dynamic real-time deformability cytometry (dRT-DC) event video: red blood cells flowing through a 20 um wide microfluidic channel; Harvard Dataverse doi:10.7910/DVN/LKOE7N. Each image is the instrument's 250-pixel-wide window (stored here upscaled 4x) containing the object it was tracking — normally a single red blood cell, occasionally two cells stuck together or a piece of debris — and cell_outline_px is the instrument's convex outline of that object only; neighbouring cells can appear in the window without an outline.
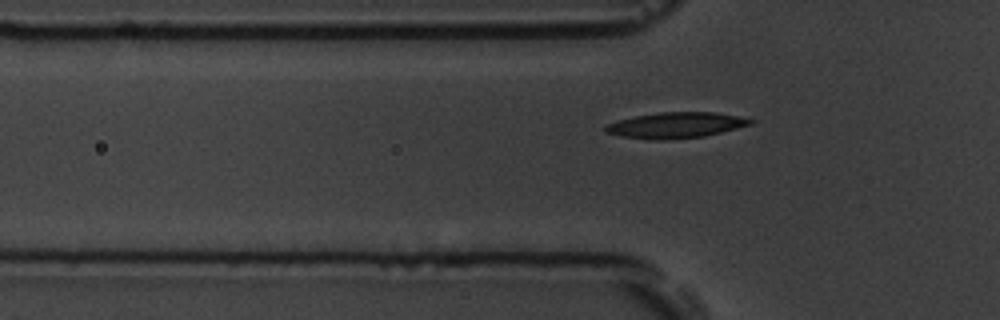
{"species": "common noctule bat (a hibernating species)", "species_latin": "Nyctalus noctula", "temperature_condition": "room temperature", "stored_images_in_passage": 41, "camera_frame_rate_fps": 3000, "um_per_image_px": 0.085, "animal": {"sex": "male", "body_mass_g": 19.5, "forearm_length_mm": 54.6}, "frame": {"image": 1, "passage_image": 10, "time_ms": 3.0, "image_size_px": [1000, 320], "cell_outline_px": [[756, 120], [752, 124], [704, 136], [664, 140], [656, 140], [624, 136], [604, 132], [604, 124], [636, 116], [660, 112], [716, 112]], "centroid_in_image_um": [57.43, 10.64], "position_along_channel_um": 68.4, "area_um2": 21.5}}
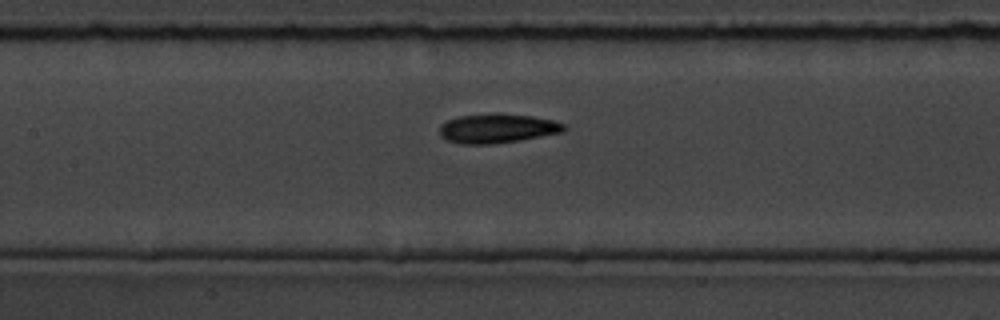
{"frame": {"image": 2, "passage_image": 18, "time_ms": 5.667, "image_size_px": [1000, 320], "cell_outline_px": [[568, 128], [564, 132], [520, 140], [492, 144], [460, 144], [448, 140], [440, 136], [440, 124], [456, 116], [492, 112], [500, 112], [532, 116], [552, 120], [564, 124]], "centroid_in_image_um": [42.27, 10.89], "position_along_channel_um": 165.1, "area_um2": 21.68}}
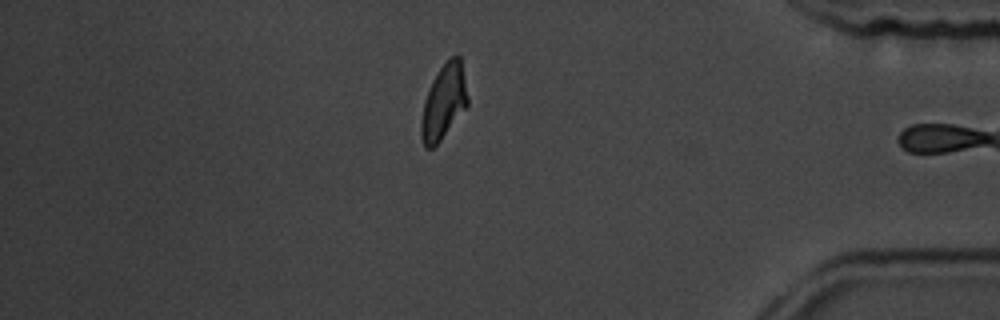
{"frame": {"image": 3, "passage_image": 40, "time_ms": 13.0, "image_size_px": [1000, 320], "cell_outline_px": [[468, 104], [440, 140], [432, 148], [424, 148], [420, 136], [420, 120], [424, 100], [432, 80], [440, 68], [452, 56], [460, 56], [468, 96]], "centroid_in_image_um": [37.68, 8.68], "position_along_channel_um": 397.5, "area_um2": 20.0}}